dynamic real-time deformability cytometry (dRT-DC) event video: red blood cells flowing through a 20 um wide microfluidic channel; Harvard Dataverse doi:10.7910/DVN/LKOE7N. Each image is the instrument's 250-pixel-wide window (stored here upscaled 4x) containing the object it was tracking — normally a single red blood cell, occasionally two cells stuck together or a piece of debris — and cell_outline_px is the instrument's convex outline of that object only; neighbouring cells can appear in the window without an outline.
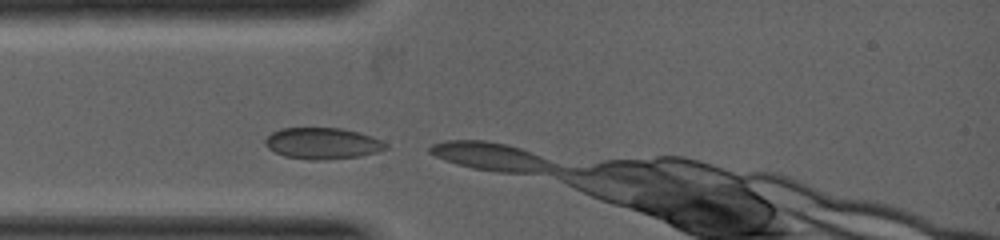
{"species": "common noctule bat (a hibernating species)", "species_latin": "Nyctalus noctula", "temperature_condition": "warm", "stored_images_in_passage": 2, "camera_frame_rate_fps": 5000, "um_per_image_px": 0.085, "animal": {"sex": "female", "body_mass_g": 19.0, "forearm_length_mm": 53.3}, "frame": {"image": 1, "passage_image": 1, "time_ms": 0.0, "image_size_px": [1000, 240], "cell_outline_px": [[388, 148], [380, 152], [360, 156], [324, 160], [312, 160], [284, 156], [268, 148], [264, 144], [264, 140], [272, 132], [280, 128], [340, 128], [372, 136], [388, 144]], "centroid_in_image_um": [27.42, 12.19], "position_along_channel_um": 57.6, "area_um2": 22.08}}